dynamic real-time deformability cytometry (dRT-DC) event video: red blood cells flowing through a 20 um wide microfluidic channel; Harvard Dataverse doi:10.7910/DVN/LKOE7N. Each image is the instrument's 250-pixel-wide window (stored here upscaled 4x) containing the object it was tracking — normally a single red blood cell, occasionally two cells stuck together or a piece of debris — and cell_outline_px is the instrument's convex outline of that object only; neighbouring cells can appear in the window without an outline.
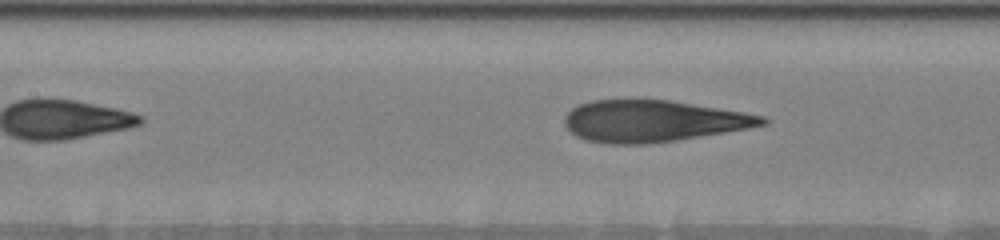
{"species": "human", "species_latin": "Homo sapiens", "temperature_condition": "warm", "stored_images_in_passage": 6, "segment_of_instrument_passage": [2, 2], "camera_frame_rate_fps": 3000, "um_per_image_px": 0.085, "donor": {"sex": "male"}, "frame": {"image": 1, "passage_image": 6, "time_ms": 4.0, "image_size_px": [1000, 240], "cell_outline_px": [[768, 124], [748, 128], [676, 140], [648, 144], [612, 144], [584, 140], [576, 136], [564, 124], [564, 116], [572, 108], [580, 104], [592, 100], [668, 100], [744, 112], [764, 116], [768, 120]], "centroid_in_image_um": [55.48, 10.29], "position_along_channel_um": 151.9, "area_um2": 47.63}}